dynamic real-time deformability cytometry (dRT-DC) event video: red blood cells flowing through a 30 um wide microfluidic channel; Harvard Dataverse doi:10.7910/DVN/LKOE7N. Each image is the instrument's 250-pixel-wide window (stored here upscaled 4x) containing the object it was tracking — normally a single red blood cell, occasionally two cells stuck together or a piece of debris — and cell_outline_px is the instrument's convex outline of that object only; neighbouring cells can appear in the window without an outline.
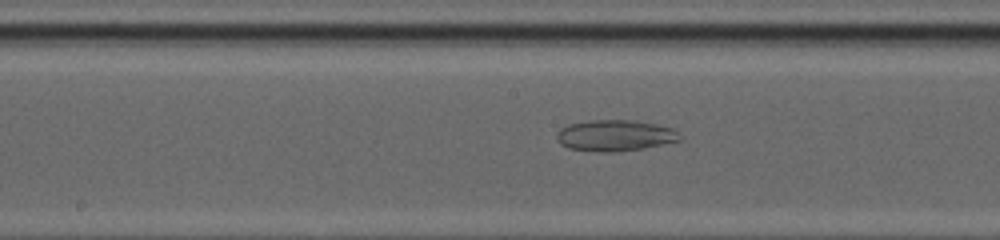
{"species": "common noctule bat (a hibernating species)", "species_latin": "Nyctalus noctula", "temperature_condition": "cold", "stored_images_in_passage": 41, "camera_frame_rate_fps": 3000, "um_per_image_px": 0.085, "animal": {"sex": "female", "body_mass_g": 20.0, "forearm_length_mm": 54.0}, "frame": {"image": 1, "passage_image": 24, "time_ms": 7.667, "image_size_px": [1000, 240], "cell_outline_px": [[680, 140], [640, 148], [616, 152], [604, 152], [568, 148], [560, 144], [556, 140], [556, 132], [560, 128], [568, 124], [592, 120], [632, 120], [656, 124], [672, 128], [680, 132]], "centroid_in_image_um": [52.23, 11.51], "position_along_channel_um": 196.0, "area_um2": 22.25}}
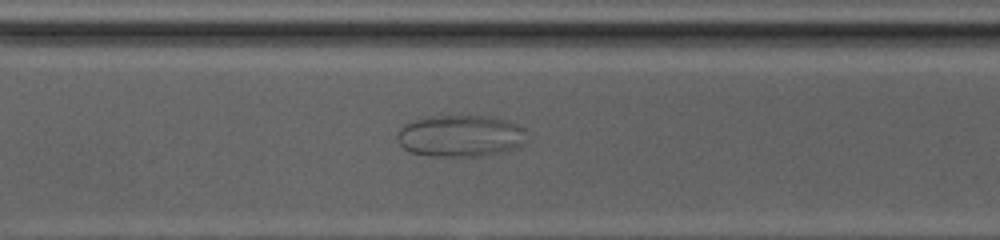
{"frame": {"image": 2, "passage_image": 34, "time_ms": 11.0, "image_size_px": [1000, 240], "cell_outline_px": [[524, 128], [520, 144], [512, 148], [480, 156], [428, 156], [408, 152], [400, 144], [396, 136], [400, 128], [408, 120], [432, 116], [488, 116], [504, 120], [516, 124]], "centroid_in_image_um": [38.99, 11.54], "position_along_channel_um": 331.6, "area_um2": 31.1}}
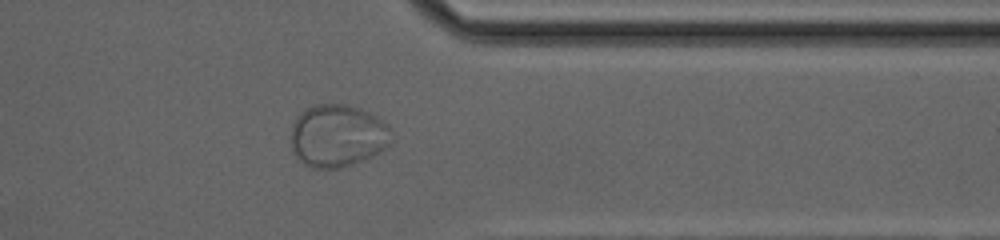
{"frame": {"image": 3, "passage_image": 38, "time_ms": 12.333, "image_size_px": [1000, 240], "cell_outline_px": [[392, 140], [380, 152], [364, 160], [340, 168], [312, 168], [296, 160], [292, 152], [292, 124], [296, 116], [300, 112], [312, 104], [344, 104], [368, 112], [376, 116], [388, 124]], "centroid_in_image_um": [28.66, 11.55], "position_along_channel_um": 382.7, "area_um2": 36.88}}